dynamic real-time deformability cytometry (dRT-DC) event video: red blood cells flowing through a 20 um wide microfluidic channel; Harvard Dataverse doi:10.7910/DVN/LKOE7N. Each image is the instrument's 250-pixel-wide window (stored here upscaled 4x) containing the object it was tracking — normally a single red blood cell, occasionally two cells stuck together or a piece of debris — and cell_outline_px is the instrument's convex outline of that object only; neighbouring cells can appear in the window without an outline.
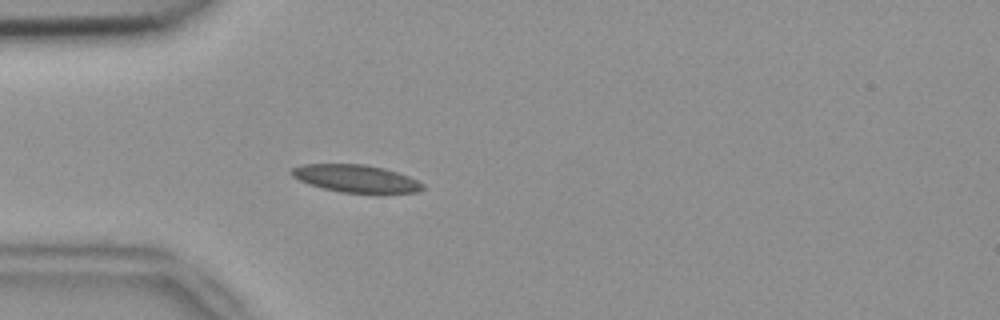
{"species": "common noctule bat (a hibernating species)", "species_latin": "Nyctalus noctula", "temperature_condition": "room temperature", "stored_images_in_passage": 33, "camera_frame_rate_fps": 3000, "um_per_image_px": 0.085, "animal": {"sex": "female", "body_mass_g": 18.4}, "frame": {"image": 1, "passage_image": 5, "time_ms": 1.333, "image_size_px": [1000, 320], "cell_outline_px": [[424, 188], [420, 192], [380, 196], [340, 192], [308, 184], [292, 176], [288, 172], [292, 168], [300, 164], [364, 164], [384, 168], [408, 176], [424, 184]], "centroid_in_image_um": [30.31, 15.22], "position_along_channel_um": 54.7, "area_um2": 21.96}}
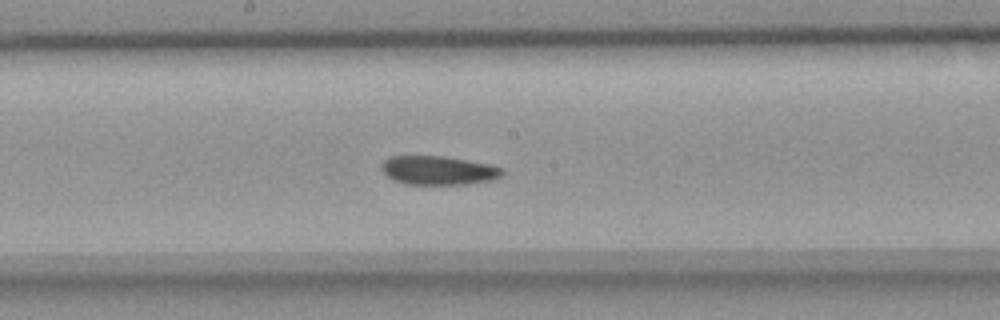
{"frame": {"image": 2, "passage_image": 18, "time_ms": 5.667, "image_size_px": [1000, 320], "cell_outline_px": [[504, 172], [500, 176], [492, 180], [468, 184], [404, 184], [392, 180], [380, 168], [380, 164], [388, 156], [444, 156], [492, 164], [504, 168]], "centroid_in_image_um": [37.26, 14.47], "position_along_channel_um": 210.9, "area_um2": 20.58}}
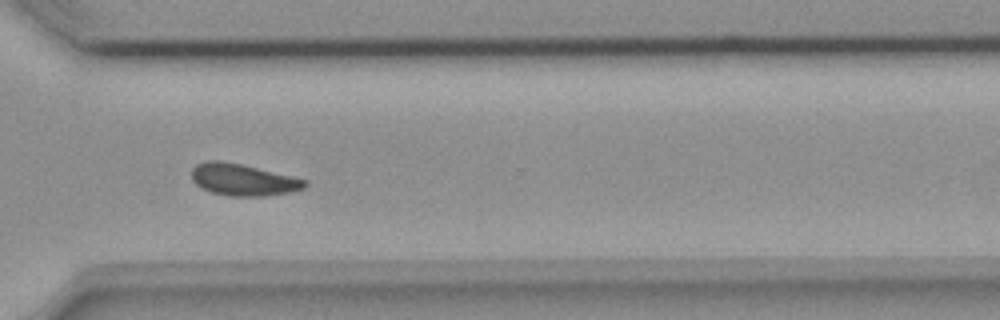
{"frame": {"image": 3, "passage_image": 29, "time_ms": 9.333, "image_size_px": [1000, 320], "cell_outline_px": [[308, 184], [304, 188], [288, 192], [264, 196], [228, 196], [212, 192], [200, 188], [192, 180], [192, 168], [196, 164], [208, 160], [220, 160], [240, 164], [292, 176], [308, 180]], "centroid_in_image_um": [20.63, 15.28], "position_along_channel_um": 350.0, "area_um2": 20.92}, "authors_computed_cell_mechanics": {"area_um2": 20.9814, "velocity_mm_per_s": 3.7686, "shape_relaxation_time_tau1_ms": null, "shape_relaxation_time_tau2_ms": 5.1677, "deformation_change_tau1": null, "deformation_change_tau2": 0.0942}}